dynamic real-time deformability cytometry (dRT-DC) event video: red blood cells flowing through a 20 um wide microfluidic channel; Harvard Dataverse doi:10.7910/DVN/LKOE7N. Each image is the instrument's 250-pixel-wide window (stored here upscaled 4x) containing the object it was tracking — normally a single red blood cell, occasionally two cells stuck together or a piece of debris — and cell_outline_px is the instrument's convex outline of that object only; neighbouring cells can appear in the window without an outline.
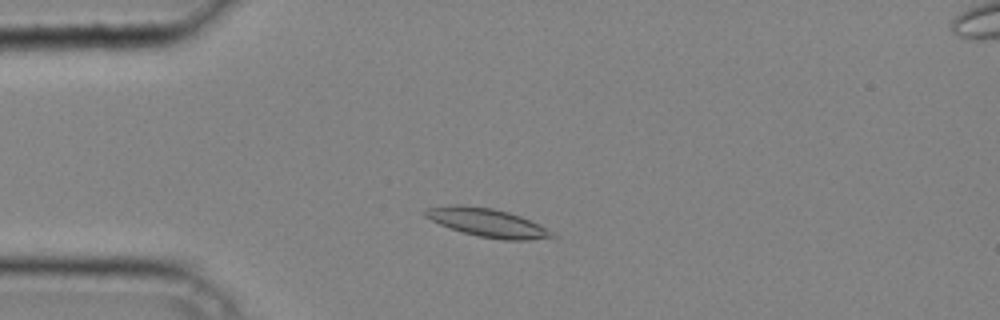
{"species": "common noctule bat (a hibernating species)", "species_latin": "Nyctalus noctula", "temperature_condition": "cold", "stored_images_in_passage": 37, "camera_frame_rate_fps": 3000, "um_per_image_px": 0.085, "animal": {"sex": "male", "body_mass_g": 20.4}, "frame": {"image": 1, "passage_image": 6, "time_ms": 1.667, "image_size_px": [1000, 320], "cell_outline_px": [[556, 236], [528, 240], [504, 240], [476, 236], [460, 232], [440, 224], [424, 216], [420, 212], [424, 208], [456, 204], [460, 204], [492, 208], [508, 212], [520, 216], [552, 232]], "centroid_in_image_um": [41.31, 18.91], "position_along_channel_um": 43.7, "area_um2": 20.92}}
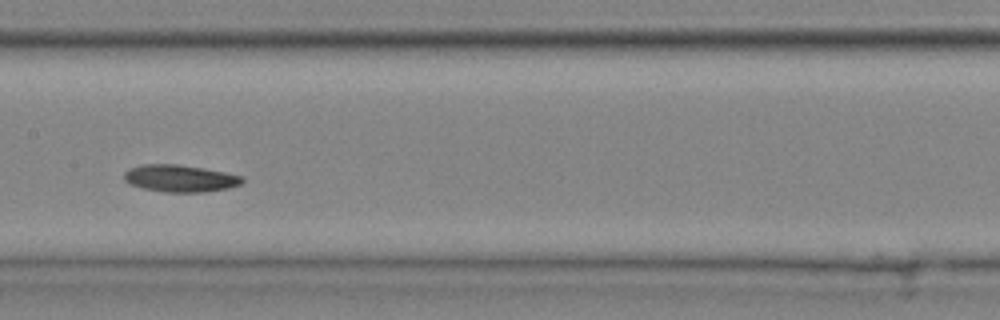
{"frame": {"image": 2, "passage_image": 17, "time_ms": 5.333, "image_size_px": [1000, 320], "cell_outline_px": [[244, 180], [240, 184], [228, 188], [204, 192], [164, 192], [144, 188], [128, 184], [124, 180], [124, 172], [128, 168], [140, 164], [176, 164], [204, 168], [244, 176]], "centroid_in_image_um": [15.27, 15.15], "position_along_channel_um": 192.1, "area_um2": 18.79}}
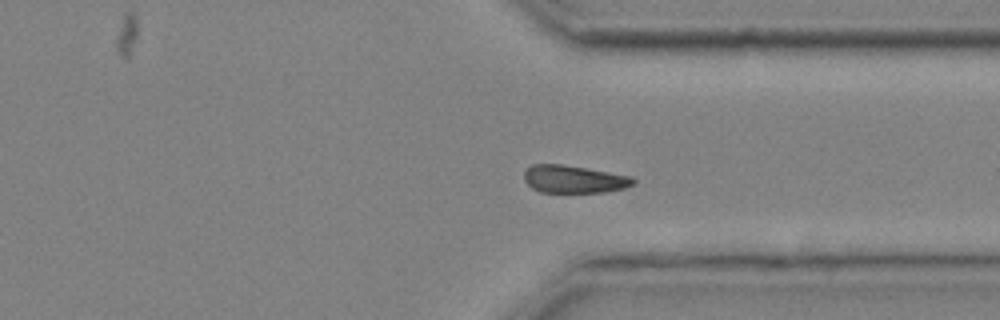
{"frame": {"image": 3, "passage_image": 28, "time_ms": 9.0, "image_size_px": [1000, 320], "cell_outline_px": [[636, 180], [632, 184], [624, 188], [604, 192], [540, 192], [532, 188], [524, 180], [524, 172], [532, 164], [560, 164], [632, 176]], "centroid_in_image_um": [48.76, 15.23], "position_along_channel_um": 362.6, "area_um2": 17.4}}